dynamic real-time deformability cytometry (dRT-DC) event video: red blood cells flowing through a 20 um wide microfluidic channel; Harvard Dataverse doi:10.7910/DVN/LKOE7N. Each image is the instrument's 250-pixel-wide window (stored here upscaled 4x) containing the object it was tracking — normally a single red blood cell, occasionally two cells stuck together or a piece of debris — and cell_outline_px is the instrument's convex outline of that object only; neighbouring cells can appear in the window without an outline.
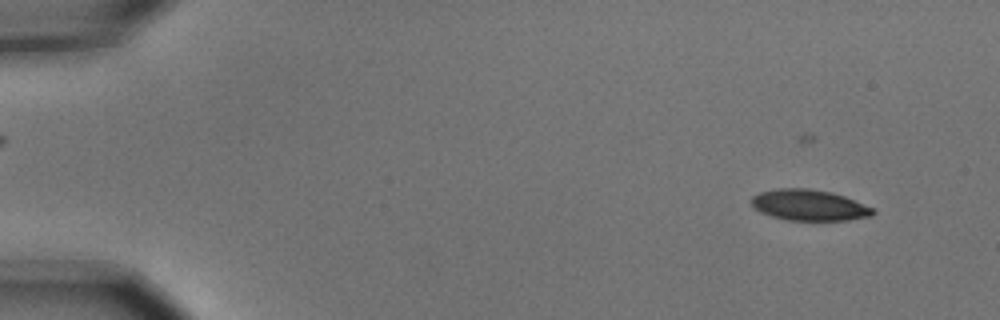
{"species": "common noctule bat (a hibernating species)", "species_latin": "Nyctalus noctula", "temperature_condition": "cold", "stored_images_in_passage": 5, "camera_frame_rate_fps": 3000, "um_per_image_px": 0.085, "animal": {"sex": "male", "body_mass_g": 15.6}, "frame": {"image": 1, "passage_image": 2, "time_ms": 0.333, "image_size_px": [1000, 320], "cell_outline_px": [[876, 212], [872, 216], [848, 220], [784, 220], [760, 212], [752, 204], [752, 196], [760, 192], [776, 188], [808, 188], [832, 192], [844, 196], [872, 208]], "centroid_in_image_um": [68.77, 17.43], "position_along_channel_um": 16.2, "area_um2": 21.85}}
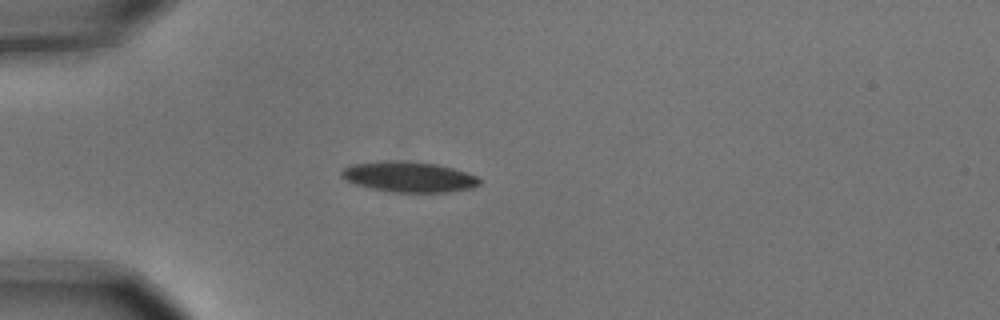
{"frame": {"image": 2, "passage_image": 5, "time_ms": 1.333, "image_size_px": [1000, 320], "cell_outline_px": [[480, 184], [472, 188], [448, 192], [392, 192], [372, 188], [356, 184], [344, 180], [340, 176], [340, 172], [344, 168], [352, 164], [384, 160], [408, 160], [436, 164], [452, 168], [476, 176], [480, 180]], "centroid_in_image_um": [34.72, 15.02], "position_along_channel_um": 50.3, "area_um2": 24.62}}